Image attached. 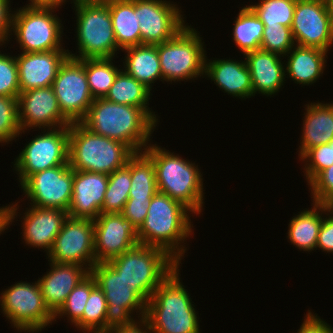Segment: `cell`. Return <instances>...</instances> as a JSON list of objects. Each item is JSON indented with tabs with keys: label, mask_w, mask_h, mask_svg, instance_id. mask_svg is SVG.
I'll use <instances>...</instances> for the list:
<instances>
[{
	"label": "cell",
	"mask_w": 333,
	"mask_h": 333,
	"mask_svg": "<svg viewBox=\"0 0 333 333\" xmlns=\"http://www.w3.org/2000/svg\"><path fill=\"white\" fill-rule=\"evenodd\" d=\"M80 123L94 134L125 144L133 153L146 149L157 126L140 107L114 103L105 98L94 99Z\"/></svg>",
	"instance_id": "6da1fadb"
},
{
	"label": "cell",
	"mask_w": 333,
	"mask_h": 333,
	"mask_svg": "<svg viewBox=\"0 0 333 333\" xmlns=\"http://www.w3.org/2000/svg\"><path fill=\"white\" fill-rule=\"evenodd\" d=\"M189 213L193 214L181 202L158 191L152 197L144 223L138 229L139 244L161 248L181 264L187 252L184 242L193 234L194 226Z\"/></svg>",
	"instance_id": "7a4b0ae2"
},
{
	"label": "cell",
	"mask_w": 333,
	"mask_h": 333,
	"mask_svg": "<svg viewBox=\"0 0 333 333\" xmlns=\"http://www.w3.org/2000/svg\"><path fill=\"white\" fill-rule=\"evenodd\" d=\"M179 266L146 302L144 320L152 333H201L194 302L180 281Z\"/></svg>",
	"instance_id": "3957f363"
},
{
	"label": "cell",
	"mask_w": 333,
	"mask_h": 333,
	"mask_svg": "<svg viewBox=\"0 0 333 333\" xmlns=\"http://www.w3.org/2000/svg\"><path fill=\"white\" fill-rule=\"evenodd\" d=\"M156 145L150 143L143 152L154 163L157 190L181 202L194 215L200 214L205 190L198 165Z\"/></svg>",
	"instance_id": "277c9868"
},
{
	"label": "cell",
	"mask_w": 333,
	"mask_h": 333,
	"mask_svg": "<svg viewBox=\"0 0 333 333\" xmlns=\"http://www.w3.org/2000/svg\"><path fill=\"white\" fill-rule=\"evenodd\" d=\"M107 263L147 302L155 289L180 264L165 250L137 244Z\"/></svg>",
	"instance_id": "5b68a950"
},
{
	"label": "cell",
	"mask_w": 333,
	"mask_h": 333,
	"mask_svg": "<svg viewBox=\"0 0 333 333\" xmlns=\"http://www.w3.org/2000/svg\"><path fill=\"white\" fill-rule=\"evenodd\" d=\"M133 154L125 144L94 134L81 123L69 126L68 163L73 170L109 175L124 167Z\"/></svg>",
	"instance_id": "8992f818"
},
{
	"label": "cell",
	"mask_w": 333,
	"mask_h": 333,
	"mask_svg": "<svg viewBox=\"0 0 333 333\" xmlns=\"http://www.w3.org/2000/svg\"><path fill=\"white\" fill-rule=\"evenodd\" d=\"M78 53L69 52L75 59L114 58L116 43L108 4L104 0H76L74 2Z\"/></svg>",
	"instance_id": "52a82bcc"
},
{
	"label": "cell",
	"mask_w": 333,
	"mask_h": 333,
	"mask_svg": "<svg viewBox=\"0 0 333 333\" xmlns=\"http://www.w3.org/2000/svg\"><path fill=\"white\" fill-rule=\"evenodd\" d=\"M59 7L25 5L14 11L12 31L22 53L66 50L63 48V24ZM56 9V10H55ZM62 38V39H61Z\"/></svg>",
	"instance_id": "ba28073f"
},
{
	"label": "cell",
	"mask_w": 333,
	"mask_h": 333,
	"mask_svg": "<svg viewBox=\"0 0 333 333\" xmlns=\"http://www.w3.org/2000/svg\"><path fill=\"white\" fill-rule=\"evenodd\" d=\"M199 35L187 25L176 36L157 45L163 82L195 80L205 75L206 50Z\"/></svg>",
	"instance_id": "9c48e42d"
},
{
	"label": "cell",
	"mask_w": 333,
	"mask_h": 333,
	"mask_svg": "<svg viewBox=\"0 0 333 333\" xmlns=\"http://www.w3.org/2000/svg\"><path fill=\"white\" fill-rule=\"evenodd\" d=\"M90 273L107 301L105 332L118 327L132 326L137 321L133 318L134 312L140 315L139 320L144 319L146 302L107 262L96 263Z\"/></svg>",
	"instance_id": "30bf717a"
},
{
	"label": "cell",
	"mask_w": 333,
	"mask_h": 333,
	"mask_svg": "<svg viewBox=\"0 0 333 333\" xmlns=\"http://www.w3.org/2000/svg\"><path fill=\"white\" fill-rule=\"evenodd\" d=\"M0 308L11 326L18 331L36 333L54 321V314L48 309L38 281L16 282L0 294Z\"/></svg>",
	"instance_id": "8fae6325"
},
{
	"label": "cell",
	"mask_w": 333,
	"mask_h": 333,
	"mask_svg": "<svg viewBox=\"0 0 333 333\" xmlns=\"http://www.w3.org/2000/svg\"><path fill=\"white\" fill-rule=\"evenodd\" d=\"M68 152L69 126L41 129L40 135H35L14 160L20 185L30 175L67 164Z\"/></svg>",
	"instance_id": "7c38bea8"
},
{
	"label": "cell",
	"mask_w": 333,
	"mask_h": 333,
	"mask_svg": "<svg viewBox=\"0 0 333 333\" xmlns=\"http://www.w3.org/2000/svg\"><path fill=\"white\" fill-rule=\"evenodd\" d=\"M52 88L63 115L71 123H80L94 100L88 86L85 59L68 56L59 67Z\"/></svg>",
	"instance_id": "4fadbf2b"
},
{
	"label": "cell",
	"mask_w": 333,
	"mask_h": 333,
	"mask_svg": "<svg viewBox=\"0 0 333 333\" xmlns=\"http://www.w3.org/2000/svg\"><path fill=\"white\" fill-rule=\"evenodd\" d=\"M47 256L50 262L78 264L91 270L96 264L94 221L67 216Z\"/></svg>",
	"instance_id": "5bb4252c"
},
{
	"label": "cell",
	"mask_w": 333,
	"mask_h": 333,
	"mask_svg": "<svg viewBox=\"0 0 333 333\" xmlns=\"http://www.w3.org/2000/svg\"><path fill=\"white\" fill-rule=\"evenodd\" d=\"M30 205L68 211L73 194V169L69 163L30 175L21 185Z\"/></svg>",
	"instance_id": "9a60e30c"
},
{
	"label": "cell",
	"mask_w": 333,
	"mask_h": 333,
	"mask_svg": "<svg viewBox=\"0 0 333 333\" xmlns=\"http://www.w3.org/2000/svg\"><path fill=\"white\" fill-rule=\"evenodd\" d=\"M290 28L295 45L327 52L333 45V27L326 0H297Z\"/></svg>",
	"instance_id": "2e32d148"
},
{
	"label": "cell",
	"mask_w": 333,
	"mask_h": 333,
	"mask_svg": "<svg viewBox=\"0 0 333 333\" xmlns=\"http://www.w3.org/2000/svg\"><path fill=\"white\" fill-rule=\"evenodd\" d=\"M179 9L170 0H138L141 45L166 42L187 26Z\"/></svg>",
	"instance_id": "e0dca14e"
},
{
	"label": "cell",
	"mask_w": 333,
	"mask_h": 333,
	"mask_svg": "<svg viewBox=\"0 0 333 333\" xmlns=\"http://www.w3.org/2000/svg\"><path fill=\"white\" fill-rule=\"evenodd\" d=\"M137 244V228L121 213H100L94 220L96 263L107 262Z\"/></svg>",
	"instance_id": "ac0fdd59"
},
{
	"label": "cell",
	"mask_w": 333,
	"mask_h": 333,
	"mask_svg": "<svg viewBox=\"0 0 333 333\" xmlns=\"http://www.w3.org/2000/svg\"><path fill=\"white\" fill-rule=\"evenodd\" d=\"M18 119L23 133L34 128L52 129L71 125L59 108L52 86L21 92L18 96Z\"/></svg>",
	"instance_id": "d6986e66"
},
{
	"label": "cell",
	"mask_w": 333,
	"mask_h": 333,
	"mask_svg": "<svg viewBox=\"0 0 333 333\" xmlns=\"http://www.w3.org/2000/svg\"><path fill=\"white\" fill-rule=\"evenodd\" d=\"M108 175L73 170V194L68 216L95 220L101 213Z\"/></svg>",
	"instance_id": "ffe728a7"
},
{
	"label": "cell",
	"mask_w": 333,
	"mask_h": 333,
	"mask_svg": "<svg viewBox=\"0 0 333 333\" xmlns=\"http://www.w3.org/2000/svg\"><path fill=\"white\" fill-rule=\"evenodd\" d=\"M67 50L20 53L15 56L20 93L52 86L61 64L68 57Z\"/></svg>",
	"instance_id": "44dd1931"
},
{
	"label": "cell",
	"mask_w": 333,
	"mask_h": 333,
	"mask_svg": "<svg viewBox=\"0 0 333 333\" xmlns=\"http://www.w3.org/2000/svg\"><path fill=\"white\" fill-rule=\"evenodd\" d=\"M50 271L38 283L48 309L55 314L65 303L71 291L89 274L90 270L78 264L49 261Z\"/></svg>",
	"instance_id": "7402d4cb"
},
{
	"label": "cell",
	"mask_w": 333,
	"mask_h": 333,
	"mask_svg": "<svg viewBox=\"0 0 333 333\" xmlns=\"http://www.w3.org/2000/svg\"><path fill=\"white\" fill-rule=\"evenodd\" d=\"M22 222V237L30 247L42 248L46 253L52 249L68 213L61 209L39 208L29 206Z\"/></svg>",
	"instance_id": "603a6c76"
},
{
	"label": "cell",
	"mask_w": 333,
	"mask_h": 333,
	"mask_svg": "<svg viewBox=\"0 0 333 333\" xmlns=\"http://www.w3.org/2000/svg\"><path fill=\"white\" fill-rule=\"evenodd\" d=\"M244 57L251 74L253 96L259 93L268 97L278 93L286 81L281 56L258 49L245 53Z\"/></svg>",
	"instance_id": "cb8c5ba5"
},
{
	"label": "cell",
	"mask_w": 333,
	"mask_h": 333,
	"mask_svg": "<svg viewBox=\"0 0 333 333\" xmlns=\"http://www.w3.org/2000/svg\"><path fill=\"white\" fill-rule=\"evenodd\" d=\"M224 90V93L246 99L253 97L251 74L246 61L234 59H205V75Z\"/></svg>",
	"instance_id": "d4e9b609"
},
{
	"label": "cell",
	"mask_w": 333,
	"mask_h": 333,
	"mask_svg": "<svg viewBox=\"0 0 333 333\" xmlns=\"http://www.w3.org/2000/svg\"><path fill=\"white\" fill-rule=\"evenodd\" d=\"M299 159L311 148L328 144L333 139V102H311L305 105Z\"/></svg>",
	"instance_id": "484cf974"
},
{
	"label": "cell",
	"mask_w": 333,
	"mask_h": 333,
	"mask_svg": "<svg viewBox=\"0 0 333 333\" xmlns=\"http://www.w3.org/2000/svg\"><path fill=\"white\" fill-rule=\"evenodd\" d=\"M327 51L295 45L286 55L285 75L299 85H311L323 75Z\"/></svg>",
	"instance_id": "4316f807"
},
{
	"label": "cell",
	"mask_w": 333,
	"mask_h": 333,
	"mask_svg": "<svg viewBox=\"0 0 333 333\" xmlns=\"http://www.w3.org/2000/svg\"><path fill=\"white\" fill-rule=\"evenodd\" d=\"M110 10L112 27L119 49L141 45L138 0H104Z\"/></svg>",
	"instance_id": "83f0119b"
},
{
	"label": "cell",
	"mask_w": 333,
	"mask_h": 333,
	"mask_svg": "<svg viewBox=\"0 0 333 333\" xmlns=\"http://www.w3.org/2000/svg\"><path fill=\"white\" fill-rule=\"evenodd\" d=\"M124 71L152 91V83L163 81L157 45H137L126 48ZM162 79V80H161Z\"/></svg>",
	"instance_id": "f1b7e54d"
},
{
	"label": "cell",
	"mask_w": 333,
	"mask_h": 333,
	"mask_svg": "<svg viewBox=\"0 0 333 333\" xmlns=\"http://www.w3.org/2000/svg\"><path fill=\"white\" fill-rule=\"evenodd\" d=\"M311 209L302 210L292 217L288 224V236L291 244L300 251H314L316 249L319 229L325 214V204H311ZM323 214V215H322Z\"/></svg>",
	"instance_id": "f546056e"
},
{
	"label": "cell",
	"mask_w": 333,
	"mask_h": 333,
	"mask_svg": "<svg viewBox=\"0 0 333 333\" xmlns=\"http://www.w3.org/2000/svg\"><path fill=\"white\" fill-rule=\"evenodd\" d=\"M150 95L148 88L122 69L104 98L114 103L140 107L157 123L155 112L148 107Z\"/></svg>",
	"instance_id": "4dcf8cb0"
},
{
	"label": "cell",
	"mask_w": 333,
	"mask_h": 333,
	"mask_svg": "<svg viewBox=\"0 0 333 333\" xmlns=\"http://www.w3.org/2000/svg\"><path fill=\"white\" fill-rule=\"evenodd\" d=\"M157 192L154 163L144 152L134 153L131 156L129 198L151 200Z\"/></svg>",
	"instance_id": "1f68e13d"
},
{
	"label": "cell",
	"mask_w": 333,
	"mask_h": 333,
	"mask_svg": "<svg viewBox=\"0 0 333 333\" xmlns=\"http://www.w3.org/2000/svg\"><path fill=\"white\" fill-rule=\"evenodd\" d=\"M233 26V41L243 55L260 49L264 24L248 6L241 7Z\"/></svg>",
	"instance_id": "d6a6232c"
},
{
	"label": "cell",
	"mask_w": 333,
	"mask_h": 333,
	"mask_svg": "<svg viewBox=\"0 0 333 333\" xmlns=\"http://www.w3.org/2000/svg\"><path fill=\"white\" fill-rule=\"evenodd\" d=\"M131 188V157L126 165L108 175L101 213H121Z\"/></svg>",
	"instance_id": "836d02e7"
},
{
	"label": "cell",
	"mask_w": 333,
	"mask_h": 333,
	"mask_svg": "<svg viewBox=\"0 0 333 333\" xmlns=\"http://www.w3.org/2000/svg\"><path fill=\"white\" fill-rule=\"evenodd\" d=\"M113 58L85 59V72L88 86L94 99L104 98L114 83L118 69L112 62Z\"/></svg>",
	"instance_id": "e575fe53"
},
{
	"label": "cell",
	"mask_w": 333,
	"mask_h": 333,
	"mask_svg": "<svg viewBox=\"0 0 333 333\" xmlns=\"http://www.w3.org/2000/svg\"><path fill=\"white\" fill-rule=\"evenodd\" d=\"M297 0H259L248 5L264 26L291 27Z\"/></svg>",
	"instance_id": "d590c367"
},
{
	"label": "cell",
	"mask_w": 333,
	"mask_h": 333,
	"mask_svg": "<svg viewBox=\"0 0 333 333\" xmlns=\"http://www.w3.org/2000/svg\"><path fill=\"white\" fill-rule=\"evenodd\" d=\"M107 301L102 290L96 285L86 301L82 318L74 325L83 333H104Z\"/></svg>",
	"instance_id": "8d00e7d4"
},
{
	"label": "cell",
	"mask_w": 333,
	"mask_h": 333,
	"mask_svg": "<svg viewBox=\"0 0 333 333\" xmlns=\"http://www.w3.org/2000/svg\"><path fill=\"white\" fill-rule=\"evenodd\" d=\"M96 285V280L90 273L67 296L65 303L54 314V320L66 316L71 325H75L82 318L86 301Z\"/></svg>",
	"instance_id": "74e56055"
},
{
	"label": "cell",
	"mask_w": 333,
	"mask_h": 333,
	"mask_svg": "<svg viewBox=\"0 0 333 333\" xmlns=\"http://www.w3.org/2000/svg\"><path fill=\"white\" fill-rule=\"evenodd\" d=\"M304 164V176L309 185L324 169L333 165V139L309 149L301 158Z\"/></svg>",
	"instance_id": "f35d334b"
},
{
	"label": "cell",
	"mask_w": 333,
	"mask_h": 333,
	"mask_svg": "<svg viewBox=\"0 0 333 333\" xmlns=\"http://www.w3.org/2000/svg\"><path fill=\"white\" fill-rule=\"evenodd\" d=\"M21 136L18 119V98L0 95V143H9Z\"/></svg>",
	"instance_id": "ab89813d"
},
{
	"label": "cell",
	"mask_w": 333,
	"mask_h": 333,
	"mask_svg": "<svg viewBox=\"0 0 333 333\" xmlns=\"http://www.w3.org/2000/svg\"><path fill=\"white\" fill-rule=\"evenodd\" d=\"M294 46L290 27L264 26L260 49L278 54L284 59Z\"/></svg>",
	"instance_id": "60d3db41"
},
{
	"label": "cell",
	"mask_w": 333,
	"mask_h": 333,
	"mask_svg": "<svg viewBox=\"0 0 333 333\" xmlns=\"http://www.w3.org/2000/svg\"><path fill=\"white\" fill-rule=\"evenodd\" d=\"M3 45H0V47ZM0 95L16 97L20 95L18 66L15 56L0 51Z\"/></svg>",
	"instance_id": "b9f144b4"
},
{
	"label": "cell",
	"mask_w": 333,
	"mask_h": 333,
	"mask_svg": "<svg viewBox=\"0 0 333 333\" xmlns=\"http://www.w3.org/2000/svg\"><path fill=\"white\" fill-rule=\"evenodd\" d=\"M309 186L312 202L330 205L333 202V165L324 169Z\"/></svg>",
	"instance_id": "7bdbcfd3"
},
{
	"label": "cell",
	"mask_w": 333,
	"mask_h": 333,
	"mask_svg": "<svg viewBox=\"0 0 333 333\" xmlns=\"http://www.w3.org/2000/svg\"><path fill=\"white\" fill-rule=\"evenodd\" d=\"M151 200L128 198L121 214L130 220L137 230L144 223Z\"/></svg>",
	"instance_id": "ee69618b"
},
{
	"label": "cell",
	"mask_w": 333,
	"mask_h": 333,
	"mask_svg": "<svg viewBox=\"0 0 333 333\" xmlns=\"http://www.w3.org/2000/svg\"><path fill=\"white\" fill-rule=\"evenodd\" d=\"M325 214L316 243V250L333 253V209L329 205H325Z\"/></svg>",
	"instance_id": "f6af8a7d"
},
{
	"label": "cell",
	"mask_w": 333,
	"mask_h": 333,
	"mask_svg": "<svg viewBox=\"0 0 333 333\" xmlns=\"http://www.w3.org/2000/svg\"><path fill=\"white\" fill-rule=\"evenodd\" d=\"M10 6V0H0V45L8 44L11 39L14 11Z\"/></svg>",
	"instance_id": "bcb514c9"
},
{
	"label": "cell",
	"mask_w": 333,
	"mask_h": 333,
	"mask_svg": "<svg viewBox=\"0 0 333 333\" xmlns=\"http://www.w3.org/2000/svg\"><path fill=\"white\" fill-rule=\"evenodd\" d=\"M297 333H333V328L317 314L308 310Z\"/></svg>",
	"instance_id": "7dc6e473"
},
{
	"label": "cell",
	"mask_w": 333,
	"mask_h": 333,
	"mask_svg": "<svg viewBox=\"0 0 333 333\" xmlns=\"http://www.w3.org/2000/svg\"><path fill=\"white\" fill-rule=\"evenodd\" d=\"M18 206V207H17ZM19 209L18 202L4 207H0V234L4 233L5 230L14 222L15 218L18 216L17 212Z\"/></svg>",
	"instance_id": "c3c4849f"
},
{
	"label": "cell",
	"mask_w": 333,
	"mask_h": 333,
	"mask_svg": "<svg viewBox=\"0 0 333 333\" xmlns=\"http://www.w3.org/2000/svg\"><path fill=\"white\" fill-rule=\"evenodd\" d=\"M147 330V331H146ZM104 333H152L149 324L143 319L136 321L132 326L118 327Z\"/></svg>",
	"instance_id": "681fc988"
},
{
	"label": "cell",
	"mask_w": 333,
	"mask_h": 333,
	"mask_svg": "<svg viewBox=\"0 0 333 333\" xmlns=\"http://www.w3.org/2000/svg\"><path fill=\"white\" fill-rule=\"evenodd\" d=\"M73 2L75 0H72ZM31 6H55L61 8V6L66 2V0H29Z\"/></svg>",
	"instance_id": "f907efd6"
},
{
	"label": "cell",
	"mask_w": 333,
	"mask_h": 333,
	"mask_svg": "<svg viewBox=\"0 0 333 333\" xmlns=\"http://www.w3.org/2000/svg\"><path fill=\"white\" fill-rule=\"evenodd\" d=\"M328 11L331 17V23L333 27V0H326Z\"/></svg>",
	"instance_id": "816d5d0a"
},
{
	"label": "cell",
	"mask_w": 333,
	"mask_h": 333,
	"mask_svg": "<svg viewBox=\"0 0 333 333\" xmlns=\"http://www.w3.org/2000/svg\"><path fill=\"white\" fill-rule=\"evenodd\" d=\"M331 209H333V202L329 205Z\"/></svg>",
	"instance_id": "f5cc1de1"
}]
</instances>
